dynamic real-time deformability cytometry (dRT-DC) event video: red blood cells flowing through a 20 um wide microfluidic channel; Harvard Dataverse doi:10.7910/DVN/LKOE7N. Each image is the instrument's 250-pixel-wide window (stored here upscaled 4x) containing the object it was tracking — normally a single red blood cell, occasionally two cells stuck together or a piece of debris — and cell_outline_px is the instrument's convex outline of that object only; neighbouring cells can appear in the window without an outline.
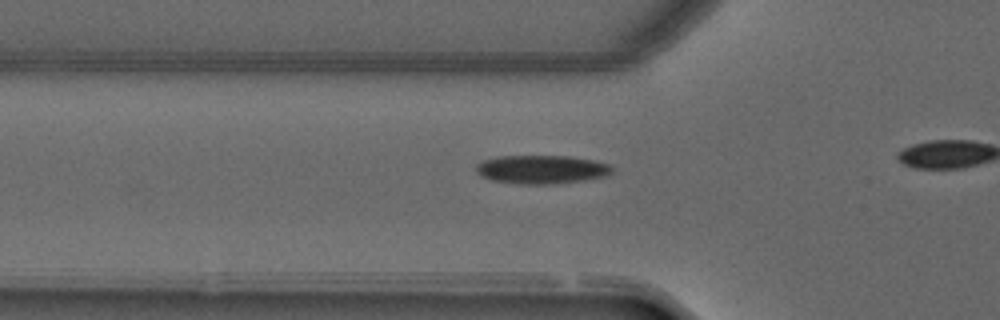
{"species": "common noctule bat (a hibernating species)", "species_latin": "Nyctalus noctula", "temperature_condition": "warm", "stored_images_in_passage": 19, "camera_frame_rate_fps": 3000, "um_per_image_px": 0.085, "animal": {"sex": "male", "forearm_length_mm": 52.5}, "frame": {"image": 1, "passage_image": 14, "time_ms": 4.333, "image_size_px": [1000, 320], "cell_outline_px": [[612, 172], [608, 176], [584, 180], [552, 184], [524, 184], [492, 180], [480, 176], [476, 172], [476, 164], [484, 160], [500, 156], [568, 156], [592, 160], [608, 164], [612, 168]], "centroid_in_image_um": [46.03, 14.4], "position_along_channel_um": 79.8, "area_um2": 22.54}}